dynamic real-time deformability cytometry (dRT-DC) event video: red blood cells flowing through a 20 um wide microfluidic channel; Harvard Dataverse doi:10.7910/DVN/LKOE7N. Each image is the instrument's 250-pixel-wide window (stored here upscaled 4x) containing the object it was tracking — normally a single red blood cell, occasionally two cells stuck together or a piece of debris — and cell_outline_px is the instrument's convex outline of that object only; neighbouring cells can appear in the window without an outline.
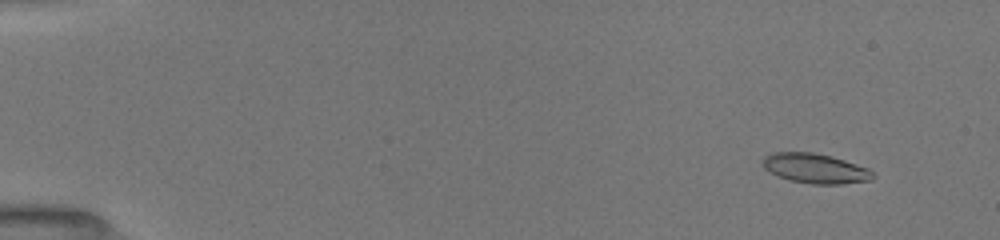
{"species": "common noctule bat (a hibernating species)", "species_latin": "Nyctalus noctula", "temperature_condition": "room temperature", "stored_images_in_passage": 14, "camera_frame_rate_fps": 3000, "um_per_image_px": 0.085, "animal": {"sex": "female", "body_mass_g": 19.5, "forearm_length_mm": 54.1}, "frame": {"image": 1, "passage_image": 3, "time_ms": 1.333, "image_size_px": [1000, 240], "cell_outline_px": [[876, 176], [872, 180], [840, 184], [812, 184], [788, 180], [764, 168], [760, 164], [764, 156], [772, 152], [812, 152], [832, 156], [868, 168], [876, 172]], "centroid_in_image_um": [69.32, 14.31], "position_along_channel_um": 15.7, "area_um2": 19.31}}
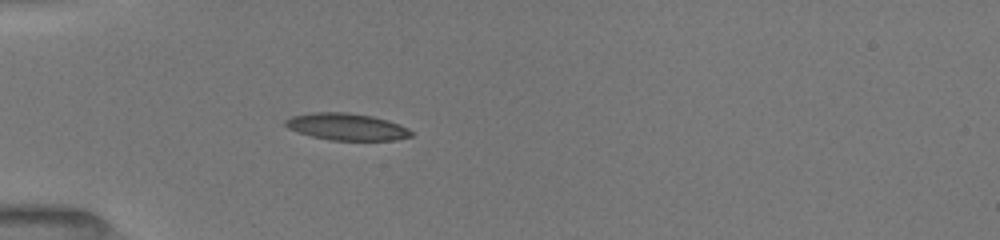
{"frame": {"image": 2, "passage_image": 10, "time_ms": 5.333, "image_size_px": [1000, 240], "cell_outline_px": [[412, 136], [396, 140], [328, 140], [312, 136], [288, 128], [284, 124], [284, 120], [292, 116], [312, 112], [348, 112], [372, 116], [388, 120], [400, 124], [408, 128], [412, 132]], "centroid_in_image_um": [29.48, 10.77], "position_along_channel_um": 55.5, "area_um2": 19.77}}
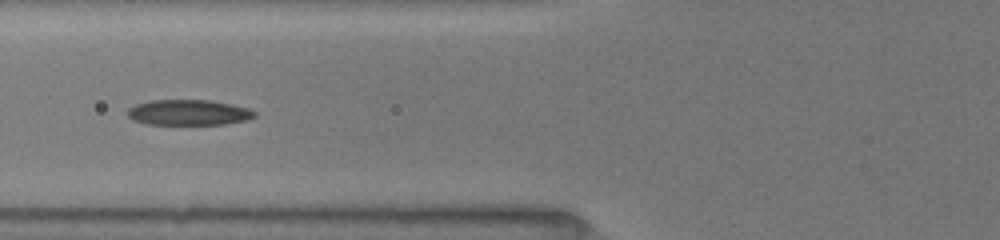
{"frame": {"image": 3, "passage_image": 13, "time_ms": 7.0, "image_size_px": [1000, 240], "cell_outline_px": [[256, 116], [248, 120], [224, 124], [148, 124], [132, 120], [128, 116], [128, 108], [136, 104], [152, 100], [208, 100], [232, 104], [248, 108], [256, 112]], "centroid_in_image_um": [16.04, 9.56], "position_along_channel_um": 109.8, "area_um2": 18.9}}